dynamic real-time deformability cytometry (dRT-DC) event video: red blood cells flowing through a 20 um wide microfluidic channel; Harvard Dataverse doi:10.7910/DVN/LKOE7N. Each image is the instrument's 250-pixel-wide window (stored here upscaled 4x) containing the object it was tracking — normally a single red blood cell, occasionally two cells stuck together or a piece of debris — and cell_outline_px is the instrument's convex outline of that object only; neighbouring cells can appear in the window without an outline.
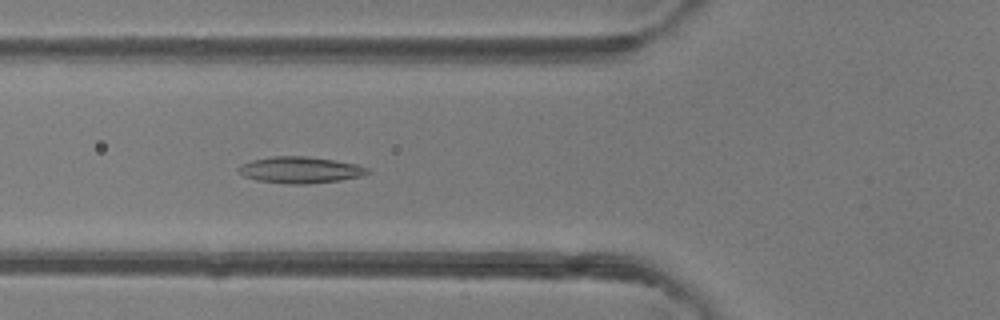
{"species": "common noctule bat (a hibernating species)", "species_latin": "Nyctalus noctula", "temperature_condition": "room temperature", "stored_images_in_passage": 33, "camera_frame_rate_fps": 3000, "um_per_image_px": 0.085, "animal": {"sex": "female"}, "frame": {"image": 1, "passage_image": 3, "time_ms": 0.667, "image_size_px": [1000, 320], "cell_outline_px": [[368, 172], [360, 176], [340, 180], [308, 184], [288, 184], [256, 180], [244, 176], [236, 168], [240, 164], [252, 160], [272, 156], [308, 156], [356, 164], [368, 168]], "centroid_in_image_um": [25.46, 14.44], "position_along_channel_um": 100.3, "area_um2": 19.77}}
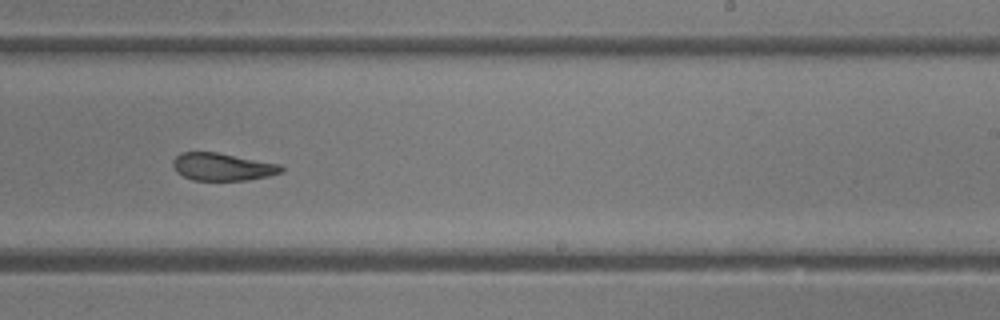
{"frame": {"image": 2, "passage_image": 15, "time_ms": 4.667, "image_size_px": [1000, 320], "cell_outline_px": [[284, 172], [268, 176], [248, 180], [192, 180], [176, 172], [172, 164], [172, 160], [180, 152], [216, 152], [280, 164], [284, 168]], "centroid_in_image_um": [18.9, 14.18], "position_along_channel_um": 270.1, "area_um2": 17.46}}
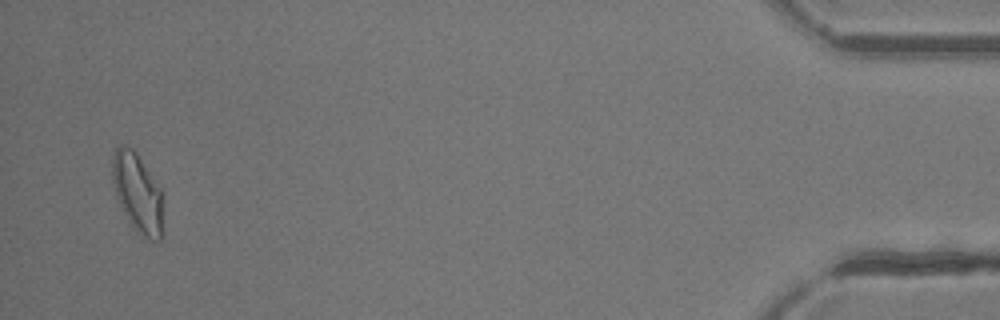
{"frame": {"image": 3, "passage_image": 32, "time_ms": 10.333, "image_size_px": [1000, 320], "cell_outline_px": [[160, 240], [152, 240], [136, 232], [128, 220], [116, 196], [112, 180], [112, 156], [116, 148], [120, 144], [124, 144], [132, 148], [136, 152], [160, 188]], "centroid_in_image_um": [11.62, 16.32], "position_along_channel_um": 423.6, "area_um2": 22.66}, "authors_computed_cell_mechanics": {"area_um2": 19.0162, "velocity_mm_per_s": 4.2436, "shape_relaxation_time_tau1_ms": null, "shape_relaxation_time_tau2_ms": 1.9774, "deformation_change_tau1": null, "deformation_change_tau2": 0.0936}}